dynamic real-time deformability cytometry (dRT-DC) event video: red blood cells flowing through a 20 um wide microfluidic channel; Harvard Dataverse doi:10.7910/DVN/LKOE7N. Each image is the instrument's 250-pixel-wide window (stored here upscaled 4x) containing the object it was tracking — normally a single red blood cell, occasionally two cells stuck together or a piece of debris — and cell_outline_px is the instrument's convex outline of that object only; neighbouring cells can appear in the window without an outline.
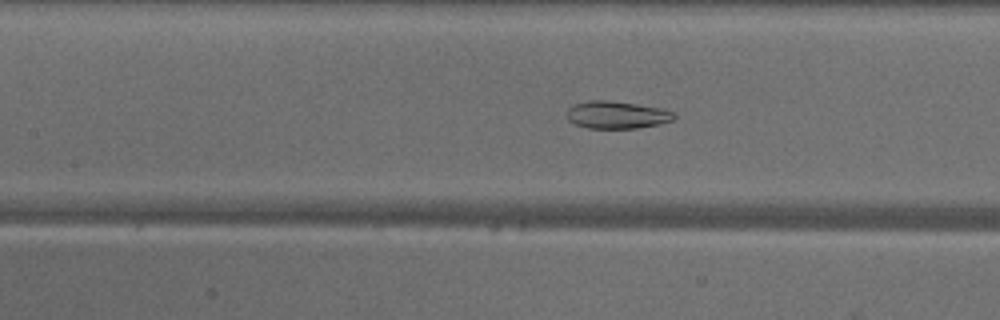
{"species": "common noctule bat (a hibernating species)", "species_latin": "Nyctalus noctula", "temperature_condition": "warm", "stored_images_in_passage": 48, "camera_frame_rate_fps": 3000, "um_per_image_px": 0.085, "animal": {"sex": "male", "body_mass_g": 18.8}, "frame": {"image": 1, "passage_image": 21, "time_ms": 6.667, "image_size_px": [1000, 320], "cell_outline_px": [[676, 116], [672, 120], [660, 124], [636, 128], [588, 128], [576, 124], [568, 120], [568, 108], [572, 104], [588, 100], [608, 100], [636, 104], [660, 108], [676, 112]], "centroid_in_image_um": [52.43, 9.75], "position_along_channel_um": 155.0, "area_um2": 17.17}}
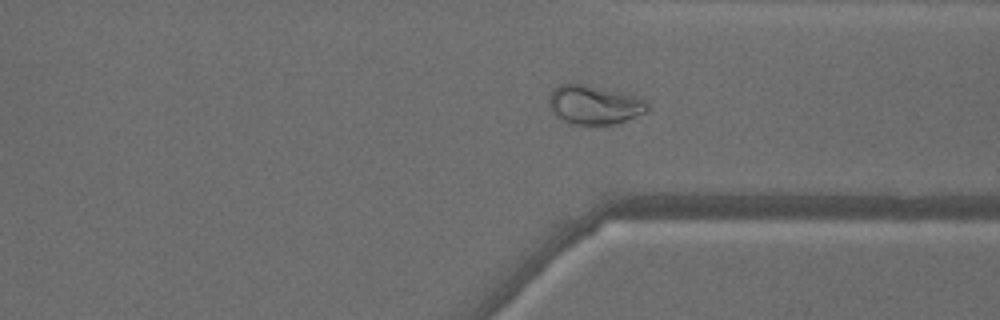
{"frame": {"image": 2, "passage_image": 36, "time_ms": 11.667, "image_size_px": [1000, 320], "cell_outline_px": [[648, 108], [644, 112], [616, 124], [572, 124], [556, 116], [548, 104], [548, 96], [560, 84], [584, 84], [620, 92], [644, 100], [648, 104]], "centroid_in_image_um": [50.46, 8.91], "position_along_channel_um": 360.9, "area_um2": 21.85}}
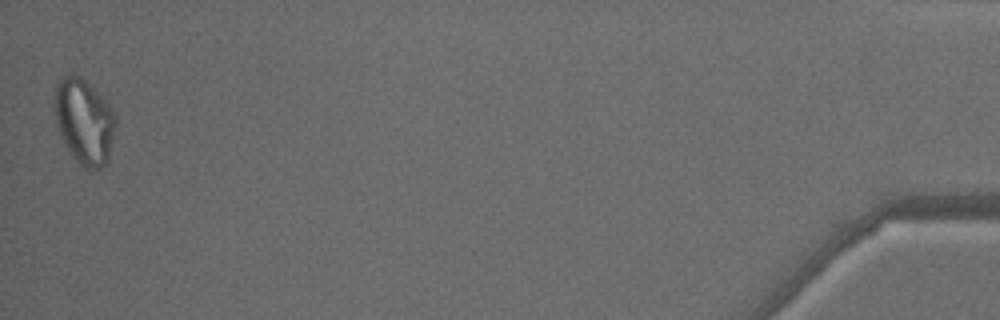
{"frame": {"image": 3, "passage_image": 48, "time_ms": 15.667, "image_size_px": [1000, 320], "cell_outline_px": [[116, 124], [108, 156], [104, 164], [100, 168], [92, 172], [88, 172], [68, 152], [60, 136], [56, 124], [52, 108], [52, 100], [56, 84], [64, 76], [72, 72], [84, 80], [112, 108], [116, 116]], "centroid_in_image_um": [7.09, 10.34], "position_along_channel_um": 428.1, "area_um2": 30.75}}